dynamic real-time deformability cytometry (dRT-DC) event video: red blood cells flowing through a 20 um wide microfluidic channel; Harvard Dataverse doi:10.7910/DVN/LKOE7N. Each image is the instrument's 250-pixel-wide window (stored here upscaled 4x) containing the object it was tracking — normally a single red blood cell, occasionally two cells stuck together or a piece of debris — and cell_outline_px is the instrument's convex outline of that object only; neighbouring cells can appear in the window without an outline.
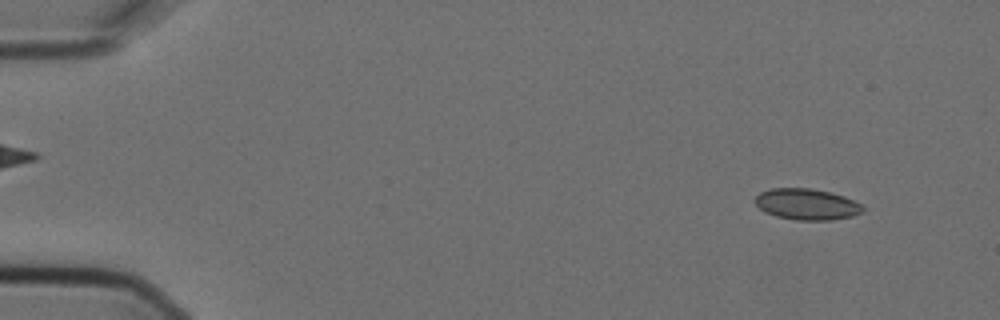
{"species": "Egyptian fruit bat (a non-hibernating species)", "species_latin": "Rousettus aegyptiacus", "temperature_condition": "cold", "stored_images_in_passage": 5, "camera_frame_rate_fps": 3000, "um_per_image_px": 0.085, "animal": {"sex": "female"}, "frame": {"image": 1, "passage_image": 1, "time_ms": 0.0, "image_size_px": [1000, 320], "cell_outline_px": [[864, 212], [852, 216], [832, 220], [796, 220], [776, 216], [764, 212], [752, 200], [760, 192], [772, 188], [812, 188], [844, 196], [860, 204], [864, 208]], "centroid_in_image_um": [68.55, 17.36], "position_along_channel_um": 16.4, "area_um2": 19.59}}
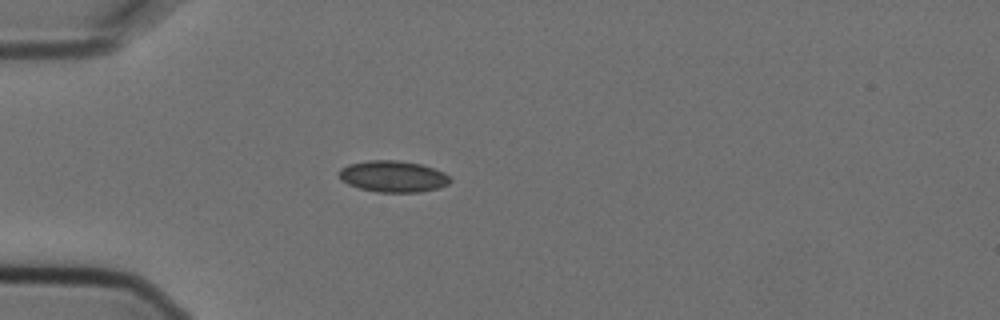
{"frame": {"image": 2, "passage_image": 4, "time_ms": 1.0, "image_size_px": [1000, 320], "cell_outline_px": [[452, 180], [448, 184], [436, 188], [420, 192], [376, 192], [360, 188], [348, 184], [340, 180], [336, 172], [340, 168], [348, 164], [368, 160], [396, 160], [420, 164], [444, 172], [452, 176]], "centroid_in_image_um": [33.38, 14.99], "position_along_channel_um": 51.6, "area_um2": 20.52}}